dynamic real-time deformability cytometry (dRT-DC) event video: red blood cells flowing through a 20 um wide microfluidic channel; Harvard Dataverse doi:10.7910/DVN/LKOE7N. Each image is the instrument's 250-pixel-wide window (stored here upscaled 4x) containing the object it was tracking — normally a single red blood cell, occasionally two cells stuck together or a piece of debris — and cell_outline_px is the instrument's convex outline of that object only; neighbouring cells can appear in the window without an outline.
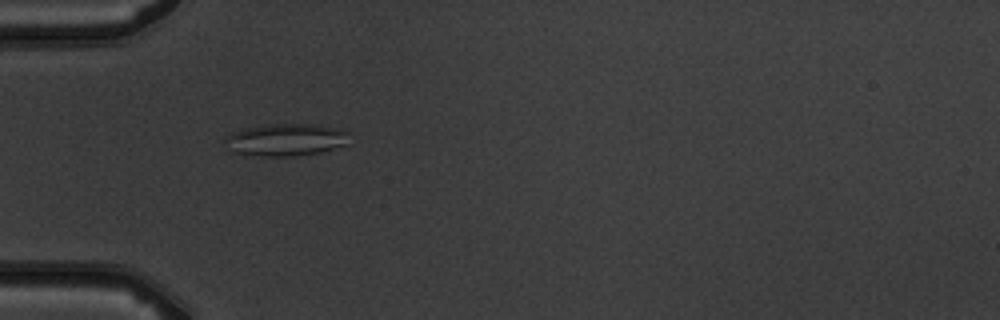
{"species": "common noctule bat (a hibernating species)", "species_latin": "Nyctalus noctula", "temperature_condition": "warm", "stored_images_in_passage": 6, "camera_frame_rate_fps": 3000, "um_per_image_px": 0.085, "animal": {"sex": "male", "body_mass_g": 19.5, "forearm_length_mm": 54.6}, "frame": {"image": 1, "passage_image": 5, "time_ms": 5.333, "image_size_px": [1000, 320], "cell_outline_px": [[348, 144], [320, 152], [292, 156], [260, 156], [232, 152], [224, 140], [224, 136], [232, 132], [248, 128], [276, 124], [312, 124], [348, 132]], "centroid_in_image_um": [24.26, 11.89], "position_along_channel_um": 60.7, "area_um2": 22.95}}
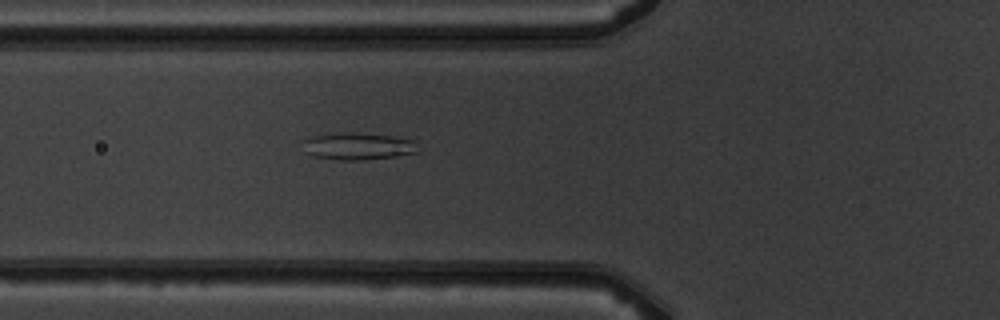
{"frame": {"image": 2, "passage_image": 6, "time_ms": 6.333, "image_size_px": [1000, 320], "cell_outline_px": [[420, 152], [400, 156], [360, 160], [340, 160], [316, 156], [304, 152], [300, 140], [312, 136], [340, 132], [348, 132], [388, 136], [412, 140]], "centroid_in_image_um": [30.36, 12.43], "position_along_channel_um": 95.4, "area_um2": 18.21}}